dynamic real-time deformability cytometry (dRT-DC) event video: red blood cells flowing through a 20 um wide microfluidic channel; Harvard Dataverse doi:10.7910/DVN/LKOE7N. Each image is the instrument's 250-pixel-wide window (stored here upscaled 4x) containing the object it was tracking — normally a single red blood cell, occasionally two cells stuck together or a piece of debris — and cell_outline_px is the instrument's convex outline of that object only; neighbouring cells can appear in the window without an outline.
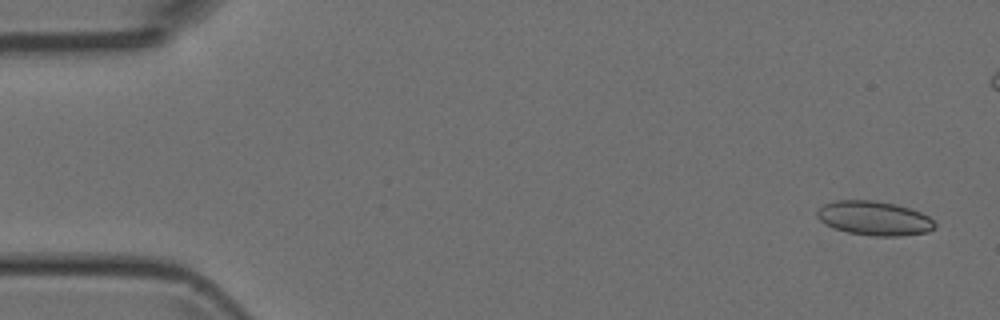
{"species": "Egyptian fruit bat (a non-hibernating species)", "species_latin": "Rousettus aegyptiacus", "temperature_condition": "room temperature", "stored_images_in_passage": 5, "camera_frame_rate_fps": 3000, "um_per_image_px": 0.085, "animal": {"sex": "female"}, "frame": {"image": 1, "passage_image": 1, "time_ms": 0.0, "image_size_px": [1000, 320], "cell_outline_px": [[936, 228], [928, 232], [896, 236], [872, 236], [848, 232], [836, 228], [820, 220], [816, 216], [816, 212], [824, 204], [836, 200], [876, 200], [896, 204], [920, 212], [928, 216], [936, 224]], "centroid_in_image_um": [74.33, 18.54], "position_along_channel_um": 10.7, "area_um2": 23.35}}